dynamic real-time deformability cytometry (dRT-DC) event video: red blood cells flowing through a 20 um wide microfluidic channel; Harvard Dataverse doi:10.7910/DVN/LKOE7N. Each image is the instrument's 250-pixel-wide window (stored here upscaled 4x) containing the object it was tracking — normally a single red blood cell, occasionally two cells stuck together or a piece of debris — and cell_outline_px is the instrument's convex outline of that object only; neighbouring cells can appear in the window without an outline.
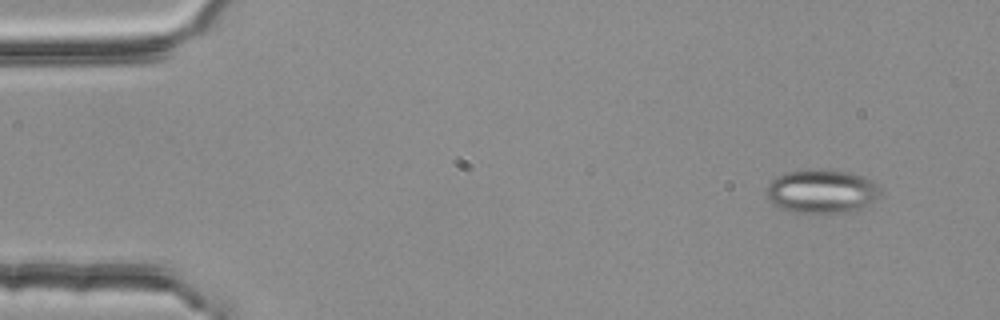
{"species": "common noctule bat (a hibernating species)", "species_latin": "Nyctalus noctula", "temperature_condition": "room temperature", "stored_images_in_passage": 3, "camera_frame_rate_fps": 3000, "um_per_image_px": 0.085, "animal": {"sex": "female", "body_mass_g": 25.1}, "frame": {"image": 1, "passage_image": 1, "time_ms": 0.0, "image_size_px": [1000, 320], "cell_outline_px": [[880, 192], [872, 200], [860, 208], [852, 212], [792, 212], [776, 208], [768, 200], [764, 192], [768, 184], [776, 176], [784, 172], [804, 168], [824, 168], [848, 172], [872, 180], [880, 188]], "centroid_in_image_um": [69.73, 16.23], "position_along_channel_um": 15.3, "area_um2": 29.42}}